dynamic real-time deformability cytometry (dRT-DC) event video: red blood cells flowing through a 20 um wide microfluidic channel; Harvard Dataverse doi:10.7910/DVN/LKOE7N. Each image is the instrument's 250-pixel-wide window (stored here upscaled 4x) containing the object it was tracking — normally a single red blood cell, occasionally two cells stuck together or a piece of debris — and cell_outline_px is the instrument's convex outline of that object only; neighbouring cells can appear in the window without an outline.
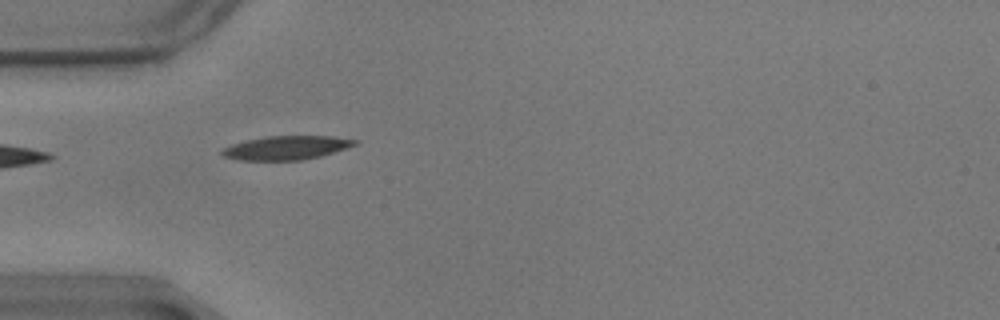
{"species": "common noctule bat (a hibernating species)", "species_latin": "Nyctalus noctula", "temperature_condition": "warm", "stored_images_in_passage": 3, "camera_frame_rate_fps": 3000, "um_per_image_px": 0.085, "animal": {"sex": "male", "body_mass_g": 17.9}, "frame": {"image": 1, "passage_image": 1, "time_ms": 0.0, "image_size_px": [1000, 320], "cell_outline_px": [[356, 144], [320, 156], [304, 160], [240, 160], [224, 156], [220, 152], [220, 148], [232, 144], [248, 140], [268, 136], [332, 136], [356, 140]], "centroid_in_image_um": [24.28, 12.56], "position_along_channel_um": 60.7, "area_um2": 18.15}}